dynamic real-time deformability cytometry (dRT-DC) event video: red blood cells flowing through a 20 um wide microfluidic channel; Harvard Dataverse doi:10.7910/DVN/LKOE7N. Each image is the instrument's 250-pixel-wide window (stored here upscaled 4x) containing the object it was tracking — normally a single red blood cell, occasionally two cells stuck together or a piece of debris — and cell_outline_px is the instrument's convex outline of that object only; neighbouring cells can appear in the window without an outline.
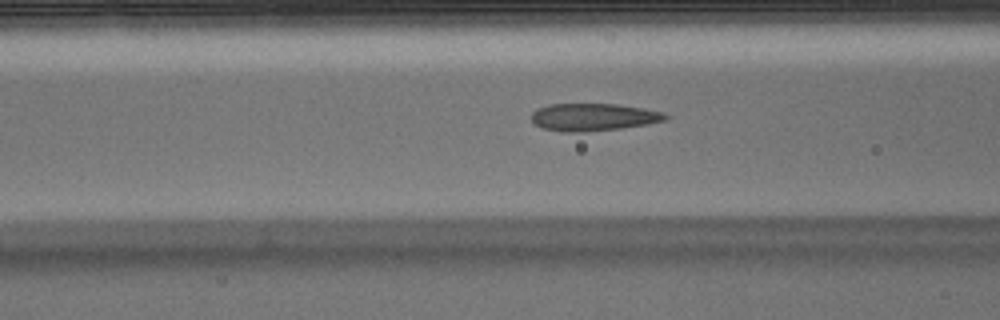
{"species": "Egyptian fruit bat (a non-hibernating species)", "species_latin": "Rousettus aegyptiacus", "temperature_condition": "warm", "stored_images_in_passage": 38, "camera_frame_rate_fps": 3000, "um_per_image_px": 0.085, "animal": {"sex": "male"}, "frame": {"image": 1, "passage_image": 12, "time_ms": 3.667, "image_size_px": [1000, 320], "cell_outline_px": [[672, 116], [668, 120], [648, 124], [620, 128], [584, 132], [564, 132], [544, 128], [536, 124], [532, 120], [532, 112], [536, 108], [548, 104], [620, 104], [644, 108], [664, 112]], "centroid_in_image_um": [50.5, 9.94], "position_along_channel_um": 116.1, "area_um2": 21.68}}
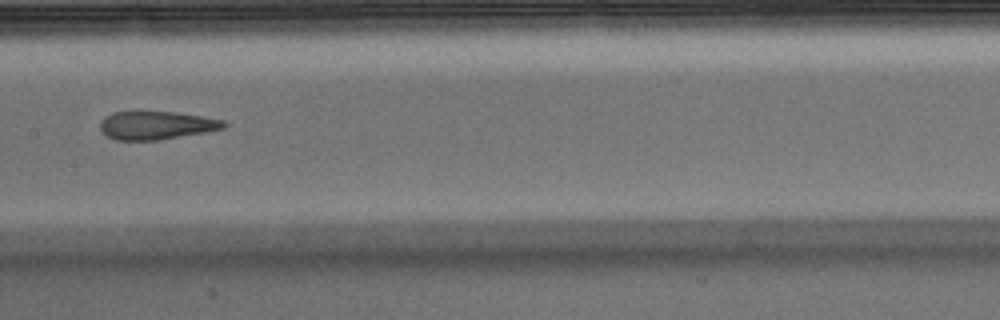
{"frame": {"image": 2, "passage_image": 18, "time_ms": 5.667, "image_size_px": [1000, 320], "cell_outline_px": [[228, 124], [224, 128], [204, 132], [160, 140], [116, 140], [108, 136], [100, 128], [100, 124], [104, 116], [112, 112], [132, 108], [140, 108], [172, 112], [200, 116], [224, 120]], "centroid_in_image_um": [13.22, 10.59], "position_along_channel_um": 194.2, "area_um2": 21.1}}
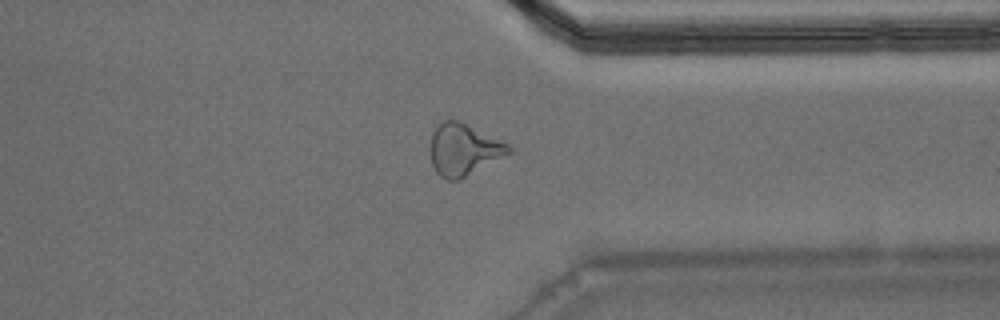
{"frame": {"image": 3, "passage_image": 32, "time_ms": 10.333, "image_size_px": [1000, 320], "cell_outline_px": [[512, 152], [460, 180], [448, 180], [440, 176], [436, 172], [432, 164], [432, 132], [444, 120], [460, 120], [508, 144], [512, 148]], "centroid_in_image_um": [39.43, 12.72], "position_along_channel_um": 372.0, "area_um2": 23.35}}